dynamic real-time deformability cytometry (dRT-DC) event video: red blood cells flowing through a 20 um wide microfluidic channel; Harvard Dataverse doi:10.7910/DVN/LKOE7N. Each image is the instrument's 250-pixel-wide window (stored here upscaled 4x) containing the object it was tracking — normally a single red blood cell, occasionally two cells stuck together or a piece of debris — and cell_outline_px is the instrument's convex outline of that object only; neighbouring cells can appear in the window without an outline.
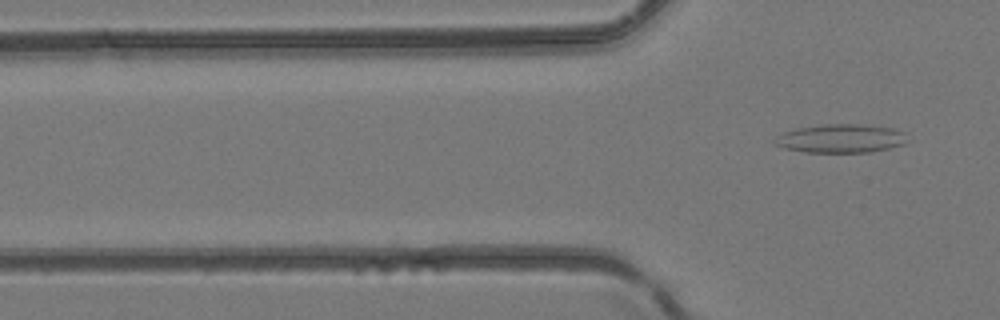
{"species": "common noctule bat (a hibernating species)", "species_latin": "Nyctalus noctula", "temperature_condition": "room temperature", "stored_images_in_passage": 5, "camera_frame_rate_fps": 3000, "um_per_image_px": 0.085, "animal": {"sex": "female", "body_mass_g": 24.6, "forearm_length_mm": 56.2}, "frame": {"image": 1, "passage_image": 5, "time_ms": 1.333, "image_size_px": [1000, 320], "cell_outline_px": [[904, 144], [872, 152], [804, 152], [784, 148], [772, 144], [772, 140], [776, 136], [784, 132], [796, 128], [824, 124], [860, 124], [896, 128], [904, 132]], "centroid_in_image_um": [71.41, 11.77], "position_along_channel_um": 54.4, "area_um2": 22.2}}